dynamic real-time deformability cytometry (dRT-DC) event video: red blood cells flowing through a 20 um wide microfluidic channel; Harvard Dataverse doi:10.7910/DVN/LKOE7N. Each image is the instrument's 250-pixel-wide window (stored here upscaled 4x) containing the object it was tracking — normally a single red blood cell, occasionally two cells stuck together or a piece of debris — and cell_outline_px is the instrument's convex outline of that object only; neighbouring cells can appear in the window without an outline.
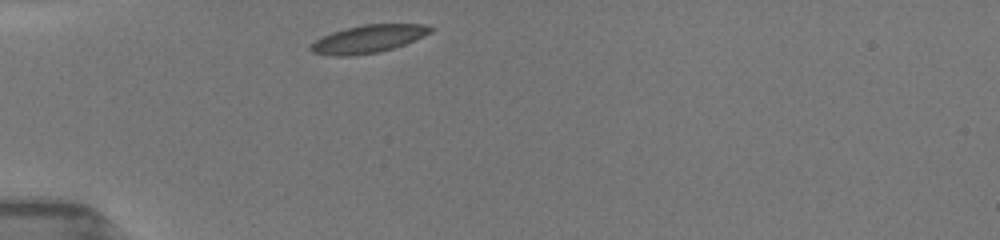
{"species": "common noctule bat (a hibernating species)", "species_latin": "Nyctalus noctula", "temperature_condition": "room temperature", "stored_images_in_passage": 16, "camera_frame_rate_fps": 3000, "um_per_image_px": 0.085, "animal": {"sex": "female", "body_mass_g": 19.5, "forearm_length_mm": 54.1}, "frame": {"image": 1, "passage_image": 1, "time_ms": 0.0, "image_size_px": [1000, 240], "cell_outline_px": [[432, 32], [404, 44], [392, 48], [376, 52], [352, 56], [332, 56], [312, 52], [308, 48], [316, 40], [332, 32], [344, 28], [364, 24], [428, 24], [432, 28]], "centroid_in_image_um": [31.28, 3.3], "position_along_channel_um": 53.7, "area_um2": 19.25}}
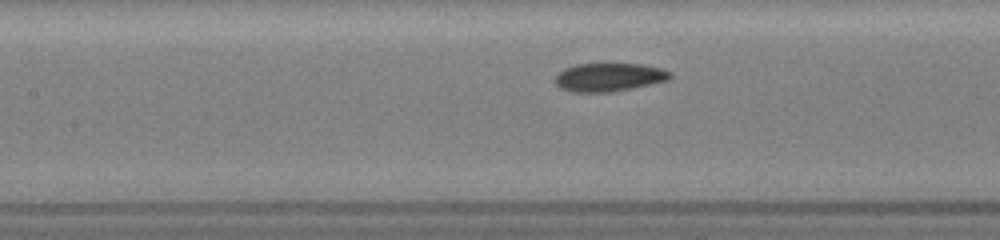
{"frame": {"image": 2, "passage_image": 10, "time_ms": 3.0, "image_size_px": [1000, 240], "cell_outline_px": [[672, 76], [668, 80], [632, 88], [612, 92], [572, 92], [560, 88], [556, 84], [556, 76], [564, 68], [576, 64], [604, 60], [644, 64], [660, 68], [672, 72]], "centroid_in_image_um": [51.77, 6.5], "position_along_channel_um": 155.6, "area_um2": 19.94}}
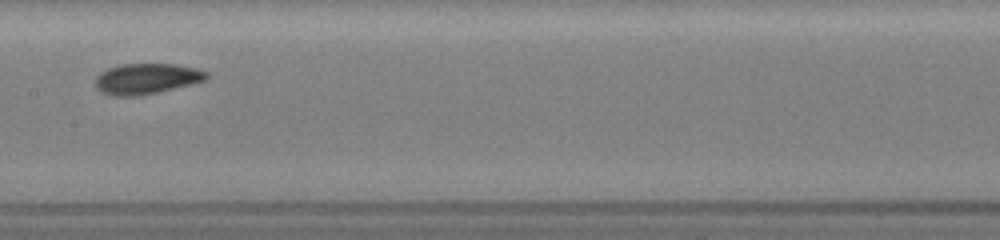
{"frame": {"image": 3, "passage_image": 13, "time_ms": 4.0, "image_size_px": [1000, 240], "cell_outline_px": [[208, 76], [204, 80], [192, 84], [140, 96], [112, 96], [100, 92], [96, 88], [96, 76], [100, 72], [108, 68], [120, 64], [176, 64], [196, 68], [208, 72]], "centroid_in_image_um": [12.43, 6.69], "position_along_channel_um": 195.0, "area_um2": 19.94}}